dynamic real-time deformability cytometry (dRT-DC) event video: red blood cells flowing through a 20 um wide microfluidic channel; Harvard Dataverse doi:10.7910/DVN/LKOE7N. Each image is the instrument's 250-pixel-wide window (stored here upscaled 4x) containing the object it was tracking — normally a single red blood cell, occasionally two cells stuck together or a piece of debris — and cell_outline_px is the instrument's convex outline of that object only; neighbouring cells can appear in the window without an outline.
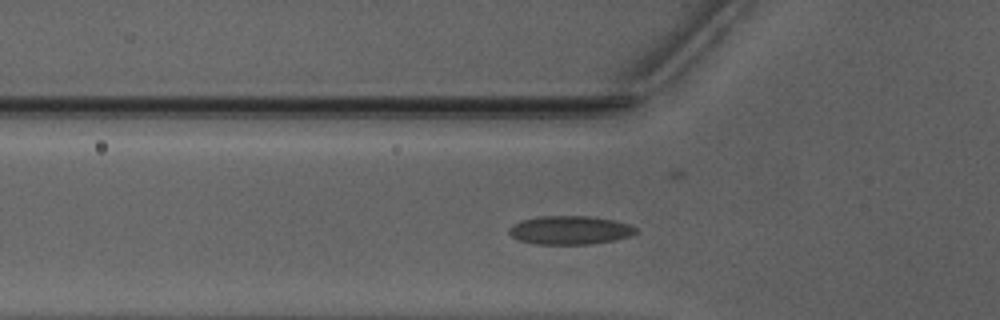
{"species": "Egyptian fruit bat (a non-hibernating species)", "species_latin": "Rousettus aegyptiacus", "temperature_condition": "warm", "stored_images_in_passage": 37, "camera_frame_rate_fps": 3000, "um_per_image_px": 0.085, "animal": {"sex": "male"}, "frame": {"image": 1, "passage_image": 2, "time_ms": 0.333, "image_size_px": [1000, 320], "cell_outline_px": [[640, 232], [632, 236], [592, 244], [536, 244], [520, 240], [512, 236], [508, 232], [508, 228], [512, 224], [520, 220], [540, 216], [588, 216], [616, 220], [632, 224]], "centroid_in_image_um": [48.48, 19.55], "position_along_channel_um": 77.3, "area_um2": 21.39}}
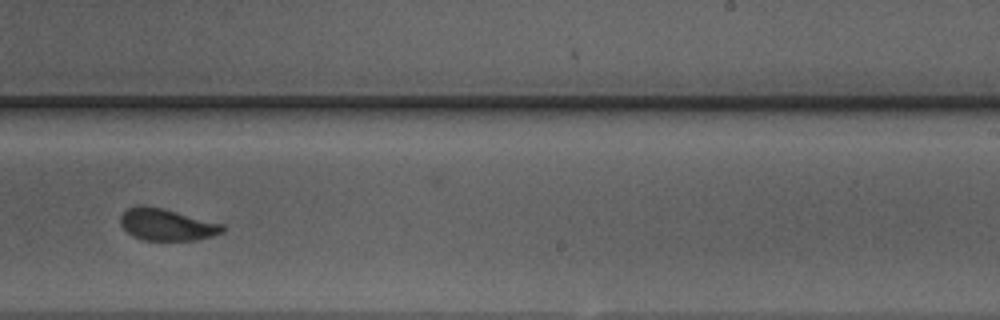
{"frame": {"image": 2, "passage_image": 17, "time_ms": 5.333, "image_size_px": [1000, 320], "cell_outline_px": [[224, 232], [212, 236], [196, 240], [144, 240], [132, 236], [120, 224], [120, 216], [128, 208], [144, 204], [164, 208], [224, 224]], "centroid_in_image_um": [14.18, 19.08], "position_along_channel_um": 274.8, "area_um2": 19.07}}
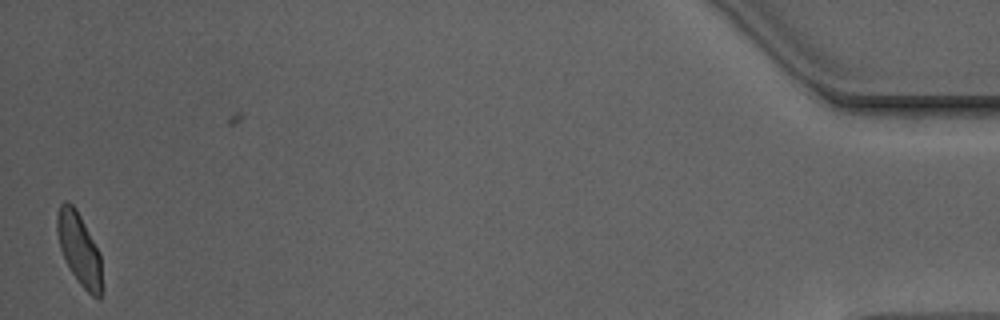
{"frame": {"image": 3, "passage_image": 36, "time_ms": 11.667, "image_size_px": [1000, 320], "cell_outline_px": [[100, 300], [96, 300], [80, 284], [72, 272], [60, 248], [56, 232], [56, 216], [60, 204], [64, 200], [68, 200], [76, 208], [100, 252]], "centroid_in_image_um": [6.7, 21.1], "position_along_channel_um": 428.5, "area_um2": 18.61}, "authors_computed_cell_mechanics": {"area_um2": 19.5364, "velocity_mm_per_s": 3.9478, "shape_relaxation_time_tau1_ms": 3.2965, "shape_relaxation_time_tau2_ms": 0.8372, "deformation_change_tau1": 0.1223, "deformation_change_tau2": 0.0637}}